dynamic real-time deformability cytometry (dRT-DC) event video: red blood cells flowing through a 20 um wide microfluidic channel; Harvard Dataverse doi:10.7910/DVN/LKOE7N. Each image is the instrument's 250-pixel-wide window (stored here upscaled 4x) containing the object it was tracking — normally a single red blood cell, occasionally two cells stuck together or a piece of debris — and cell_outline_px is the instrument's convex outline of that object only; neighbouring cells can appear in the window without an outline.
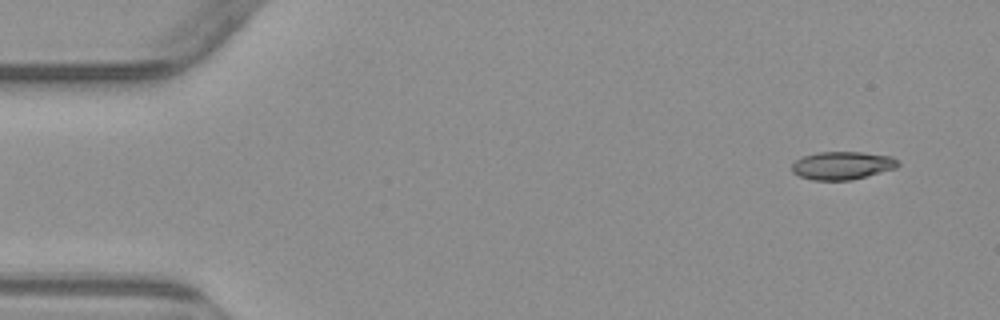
{"species": "common noctule bat (a hibernating species)", "species_latin": "Nyctalus noctula", "temperature_condition": "warm", "stored_images_in_passage": 5, "camera_frame_rate_fps": 3000, "um_per_image_px": 0.085, "animal": {"sex": "male", "body_mass_g": 23.1, "forearm_length_mm": 52.7}, "frame": {"image": 1, "passage_image": 1, "time_ms": 0.0, "image_size_px": [1000, 320], "cell_outline_px": [[900, 164], [896, 168], [868, 176], [852, 180], [812, 180], [800, 176], [792, 172], [792, 164], [796, 160], [804, 156], [820, 152], [860, 152], [892, 156]], "centroid_in_image_um": [71.6, 14.07], "position_along_channel_um": 13.4, "area_um2": 17.28}}
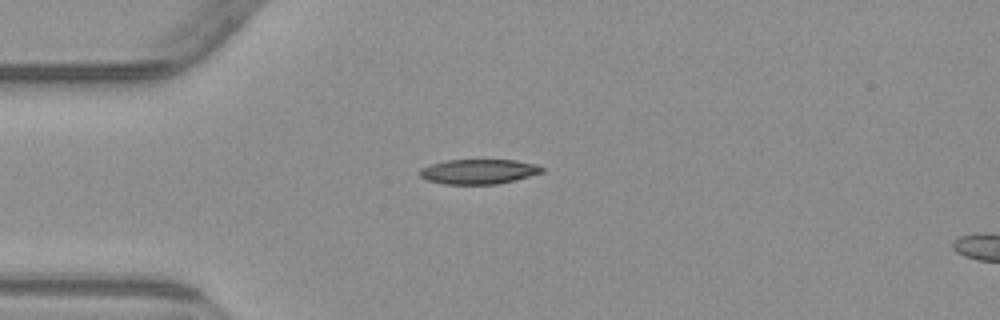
{"frame": {"image": 2, "passage_image": 4, "time_ms": 3.333, "image_size_px": [1000, 320], "cell_outline_px": [[544, 172], [516, 180], [496, 184], [444, 184], [428, 180], [420, 176], [420, 168], [432, 164], [448, 160], [516, 160], [536, 164], [544, 168]], "centroid_in_image_um": [40.72, 14.58], "position_along_channel_um": 44.3, "area_um2": 17.63}}